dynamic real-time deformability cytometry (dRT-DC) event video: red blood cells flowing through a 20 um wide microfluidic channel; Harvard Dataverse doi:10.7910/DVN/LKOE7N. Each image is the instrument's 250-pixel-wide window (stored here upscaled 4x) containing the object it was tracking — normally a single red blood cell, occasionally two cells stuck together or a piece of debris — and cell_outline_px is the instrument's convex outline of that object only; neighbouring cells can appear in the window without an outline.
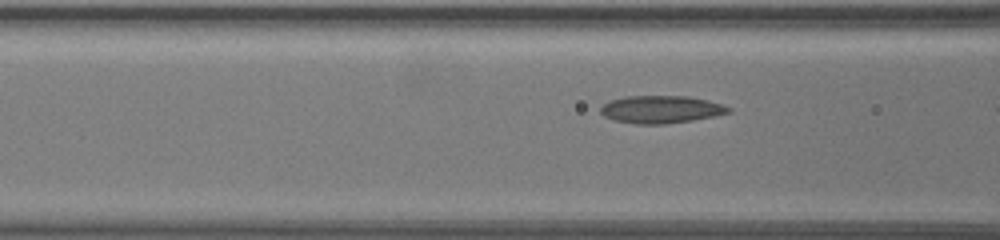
{"species": "common noctule bat (a hibernating species)", "species_latin": "Nyctalus noctula", "temperature_condition": "warm", "stored_images_in_passage": 9, "camera_frame_rate_fps": 3000, "um_per_image_px": 0.085, "animal": {"sex": "female", "body_mass_g": 19.5, "forearm_length_mm": 54.1}, "frame": {"image": 1, "passage_image": 7, "time_ms": 2.0, "image_size_px": [1000, 240], "cell_outline_px": [[732, 112], [692, 120], [664, 124], [636, 124], [612, 120], [604, 116], [600, 112], [600, 108], [604, 104], [612, 100], [624, 96], [688, 96], [708, 100], [732, 108]], "centroid_in_image_um": [56.17, 9.3], "position_along_channel_um": 110.4, "area_um2": 20.52}}